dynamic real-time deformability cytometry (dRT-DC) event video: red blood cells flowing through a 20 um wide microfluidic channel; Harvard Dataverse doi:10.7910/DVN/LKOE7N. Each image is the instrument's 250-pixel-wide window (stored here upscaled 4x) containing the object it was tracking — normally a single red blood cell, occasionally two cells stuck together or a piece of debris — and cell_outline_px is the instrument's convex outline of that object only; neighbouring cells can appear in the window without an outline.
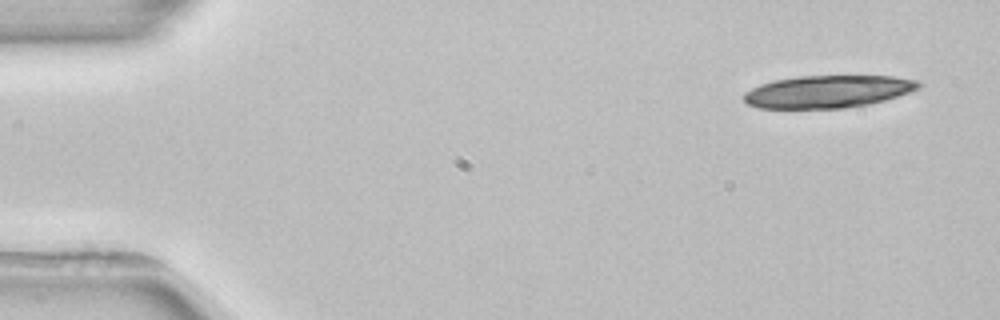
{"species": "common noctule bat (a hibernating species)", "species_latin": "Nyctalus noctula", "temperature_condition": "room temperature", "stored_images_in_passage": 4, "camera_frame_rate_fps": 3000, "um_per_image_px": 0.085, "animal": {"sex": "female", "body_mass_g": 22.7, "forearm_length_mm": 54.2}, "frame": {"image": 1, "passage_image": 1, "time_ms": 0.0, "image_size_px": [1000, 320], "cell_outline_px": [[920, 88], [884, 100], [868, 104], [844, 108], [756, 108], [748, 104], [744, 100], [744, 92], [760, 84], [776, 80], [800, 76], [892, 76], [916, 80], [920, 84]], "centroid_in_image_um": [70.34, 7.78], "position_along_channel_um": 14.7, "area_um2": 32.77}}
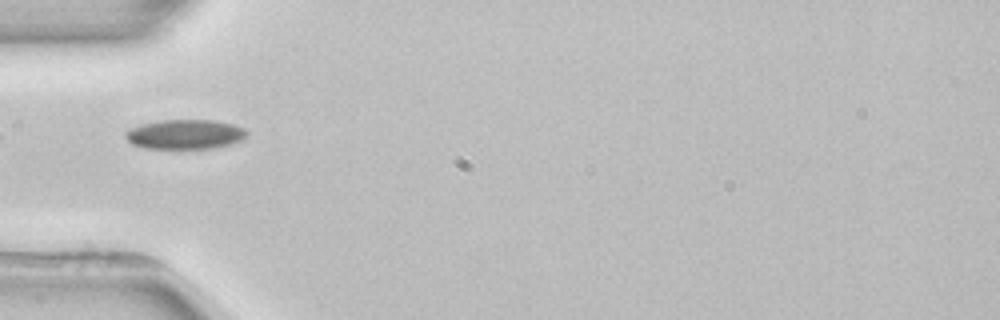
{"frame": {"image": 2, "passage_image": 4, "time_ms": 4.667, "image_size_px": [1000, 320], "cell_outline_px": [[248, 136], [232, 144], [216, 148], [144, 148], [132, 144], [124, 136], [124, 132], [128, 128], [140, 124], [160, 120], [216, 120], [232, 124], [244, 128], [248, 132]], "centroid_in_image_um": [15.72, 11.41], "position_along_channel_um": 69.3, "area_um2": 21.15}}